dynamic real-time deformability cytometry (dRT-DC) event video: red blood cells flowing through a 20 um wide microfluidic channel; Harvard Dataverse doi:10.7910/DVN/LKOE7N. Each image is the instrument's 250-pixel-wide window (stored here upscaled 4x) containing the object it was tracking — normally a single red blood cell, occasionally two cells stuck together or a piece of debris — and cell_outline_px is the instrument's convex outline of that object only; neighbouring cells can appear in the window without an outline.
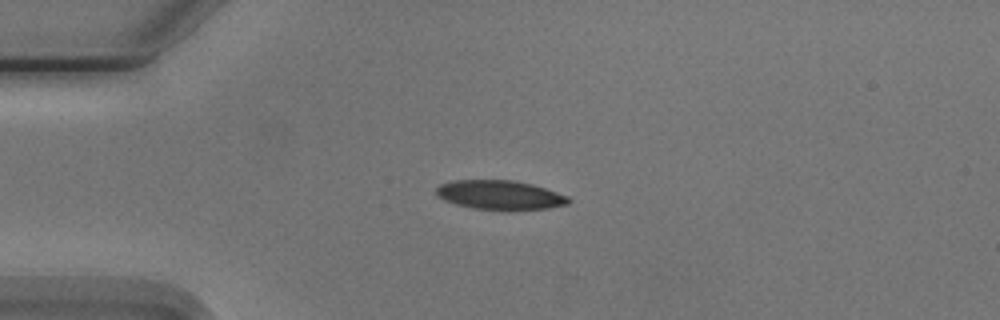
{"species": "Egyptian fruit bat (a non-hibernating species)", "species_latin": "Rousettus aegyptiacus", "temperature_condition": "cold", "stored_images_in_passage": 1, "camera_frame_rate_fps": 3000, "um_per_image_px": 0.085, "animal": {"sex": "male"}, "frame": {"image": 1, "passage_image": 1, "time_ms": 0.0, "image_size_px": [1000, 320], "cell_outline_px": [[572, 200], [568, 204], [548, 208], [512, 212], [504, 212], [472, 208], [456, 204], [444, 200], [436, 196], [436, 188], [440, 184], [452, 180], [512, 180], [532, 184], [568, 196]], "centroid_in_image_um": [42.5, 16.61], "position_along_channel_um": 42.5, "area_um2": 23.18}}